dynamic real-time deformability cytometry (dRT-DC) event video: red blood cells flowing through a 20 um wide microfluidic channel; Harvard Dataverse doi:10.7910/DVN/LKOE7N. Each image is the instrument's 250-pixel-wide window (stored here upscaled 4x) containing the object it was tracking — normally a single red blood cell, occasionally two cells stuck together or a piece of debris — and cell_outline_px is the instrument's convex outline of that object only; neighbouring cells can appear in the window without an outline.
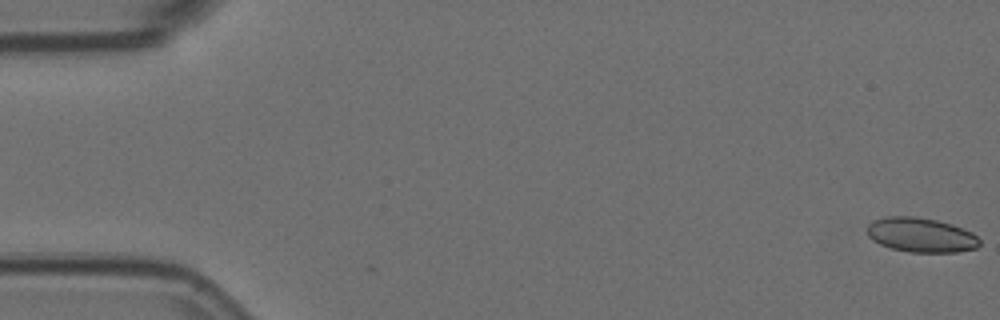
{"species": "Egyptian fruit bat (a non-hibernating species)", "species_latin": "Rousettus aegyptiacus", "temperature_condition": "room temperature", "stored_images_in_passage": 57, "camera_frame_rate_fps": 3000, "um_per_image_px": 0.085, "animal": {"sex": "female"}, "frame": {"image": 1, "passage_image": 1, "time_ms": 0.0, "image_size_px": [1000, 320], "cell_outline_px": [[980, 244], [976, 248], [956, 252], [908, 252], [892, 248], [880, 244], [872, 240], [868, 236], [868, 224], [884, 216], [912, 216], [936, 220], [952, 224], [972, 232], [980, 240]], "centroid_in_image_um": [78.29, 19.97], "position_along_channel_um": 6.7, "area_um2": 22.54}}
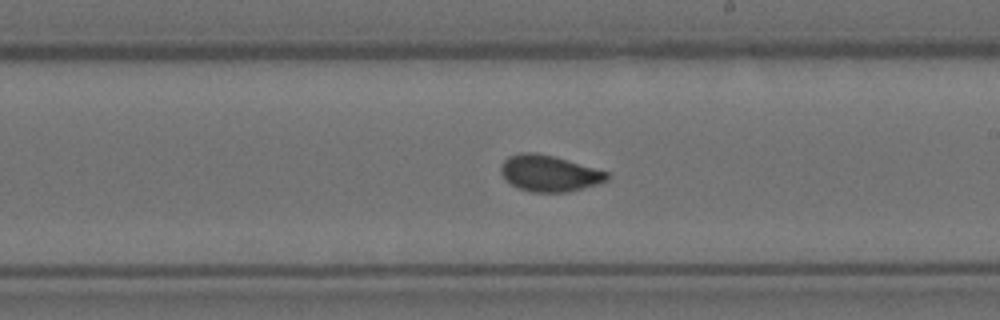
{"frame": {"image": 2, "passage_image": 33, "time_ms": 10.667, "image_size_px": [1000, 320], "cell_outline_px": [[612, 176], [608, 180], [596, 184], [564, 192], [532, 192], [516, 188], [504, 180], [500, 172], [500, 168], [504, 160], [508, 156], [520, 152], [536, 152], [552, 156], [608, 172]], "centroid_in_image_um": [46.62, 14.73], "position_along_channel_um": 242.4, "area_um2": 22.37}}
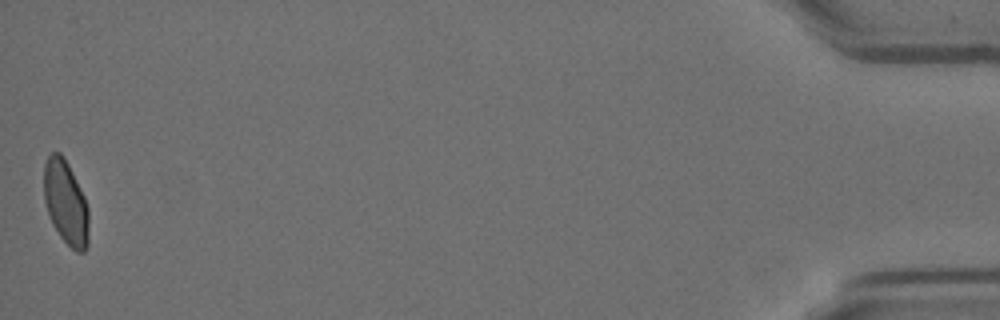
{"frame": {"image": 3, "passage_image": 57, "time_ms": 18.667, "image_size_px": [1000, 320], "cell_outline_px": [[88, 244], [84, 252], [76, 252], [60, 236], [52, 224], [44, 200], [44, 164], [48, 156], [52, 152], [60, 152], [68, 164], [84, 196], [88, 208]], "centroid_in_image_um": [5.58, 17.22], "position_along_channel_um": 429.6, "area_um2": 21.85}, "authors_computed_cell_mechanics": {"area_um2": 22.3686, "velocity_mm_per_s": 3.5789, "shape_relaxation_time_tau1_ms": 10.5709, "shape_relaxation_time_tau2_ms": null, "deformation_change_tau1": 0.1849, "deformation_change_tau2": null}}